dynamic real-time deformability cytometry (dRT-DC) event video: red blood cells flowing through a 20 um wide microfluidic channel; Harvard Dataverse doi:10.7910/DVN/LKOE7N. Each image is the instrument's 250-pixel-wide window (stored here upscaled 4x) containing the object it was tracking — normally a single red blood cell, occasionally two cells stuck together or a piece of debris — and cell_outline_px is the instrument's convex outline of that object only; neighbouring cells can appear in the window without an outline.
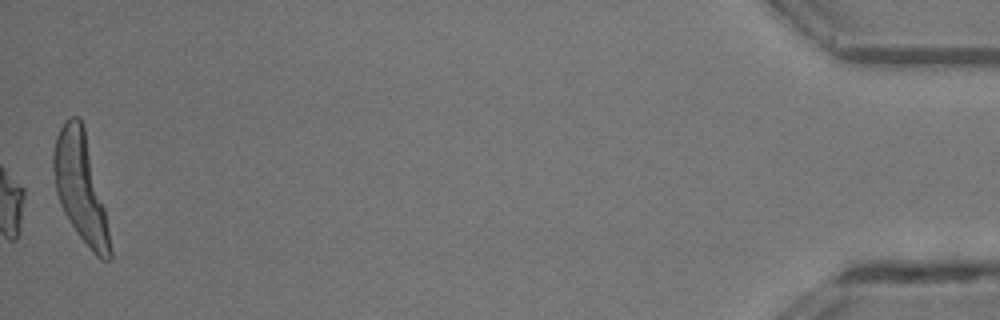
{"species": "common noctule bat (a hibernating species)", "species_latin": "Nyctalus noctula", "temperature_condition": "room temperature", "stored_images_in_passage": 39, "camera_frame_rate_fps": 3000, "um_per_image_px": 0.085, "animal": {"sex": "male", "body_mass_g": 13.3}, "frame": {"image": 1, "passage_image": 39, "time_ms": 12.667, "image_size_px": [1000, 320], "cell_outline_px": [[112, 260], [100, 260], [92, 252], [76, 232], [64, 212], [60, 204], [56, 192], [52, 168], [52, 152], [56, 136], [60, 128], [72, 116], [80, 116], [84, 128], [104, 208], [112, 252]], "centroid_in_image_um": [6.82, 15.96], "position_along_channel_um": 428.4, "area_um2": 35.14}, "authors_computed_cell_mechanics": {"area_um2": 20.2878, "velocity_mm_per_s": 4.3687, "shape_relaxation_time_tau1_ms": 6.3663, "shape_relaxation_time_tau2_ms": null, "deformation_change_tau1": 0.2114, "deformation_change_tau2": null}}